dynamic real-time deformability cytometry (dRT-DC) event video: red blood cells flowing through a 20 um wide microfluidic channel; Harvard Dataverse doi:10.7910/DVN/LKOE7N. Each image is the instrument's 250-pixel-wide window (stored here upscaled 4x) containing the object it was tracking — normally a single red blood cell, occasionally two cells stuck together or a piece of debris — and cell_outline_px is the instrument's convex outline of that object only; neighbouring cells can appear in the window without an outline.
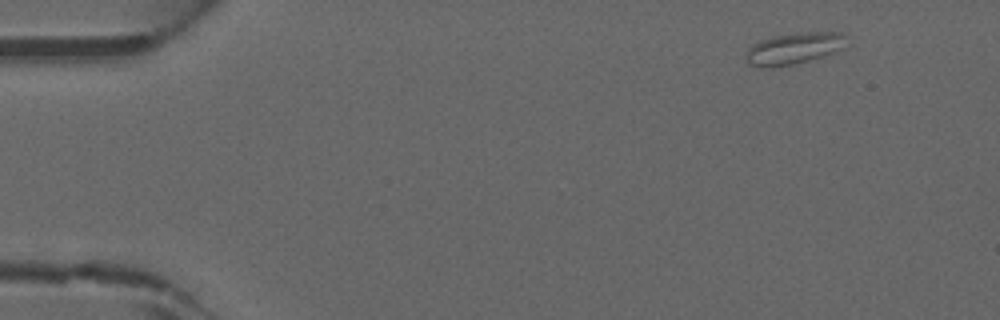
{"species": "common noctule bat (a hibernating species)", "species_latin": "Nyctalus noctula", "temperature_condition": "warm", "stored_images_in_passage": 42, "camera_frame_rate_fps": 3000, "um_per_image_px": 0.085, "animal": {"sex": "male", "forearm_length_mm": 52.5}, "frame": {"image": 1, "passage_image": 1, "time_ms": 0.0, "image_size_px": [1000, 320], "cell_outline_px": [[852, 36], [840, 48], [832, 52], [808, 60], [792, 64], [772, 68], [760, 68], [748, 64], [744, 60], [744, 56], [748, 48], [752, 44], [760, 40], [772, 36], [796, 32], [844, 32]], "centroid_in_image_um": [67.44, 4.1], "position_along_channel_um": 17.6, "area_um2": 18.84}}
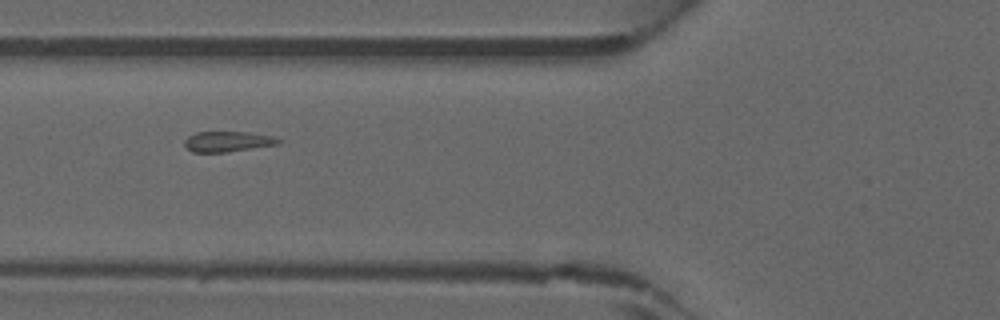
{"frame": {"image": 2, "passage_image": 14, "time_ms": 4.333, "image_size_px": [1000, 320], "cell_outline_px": [[280, 144], [228, 152], [192, 152], [184, 144], [184, 140], [188, 136], [196, 132], [244, 132], [272, 136], [280, 140]], "centroid_in_image_um": [19.33, 12.03], "position_along_channel_um": 106.5, "area_um2": 11.1}}
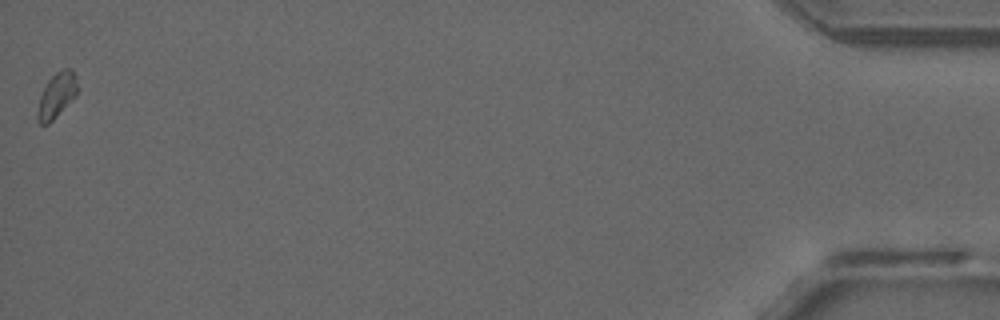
{"frame": {"image": 3, "passage_image": 42, "time_ms": 13.667, "image_size_px": [1000, 320], "cell_outline_px": [[76, 96], [48, 124], [40, 124], [36, 120], [36, 112], [40, 96], [48, 80], [56, 72], [64, 68], [72, 68], [76, 76]], "centroid_in_image_um": [4.79, 8.1], "position_along_channel_um": 430.4, "area_um2": 10.4}}